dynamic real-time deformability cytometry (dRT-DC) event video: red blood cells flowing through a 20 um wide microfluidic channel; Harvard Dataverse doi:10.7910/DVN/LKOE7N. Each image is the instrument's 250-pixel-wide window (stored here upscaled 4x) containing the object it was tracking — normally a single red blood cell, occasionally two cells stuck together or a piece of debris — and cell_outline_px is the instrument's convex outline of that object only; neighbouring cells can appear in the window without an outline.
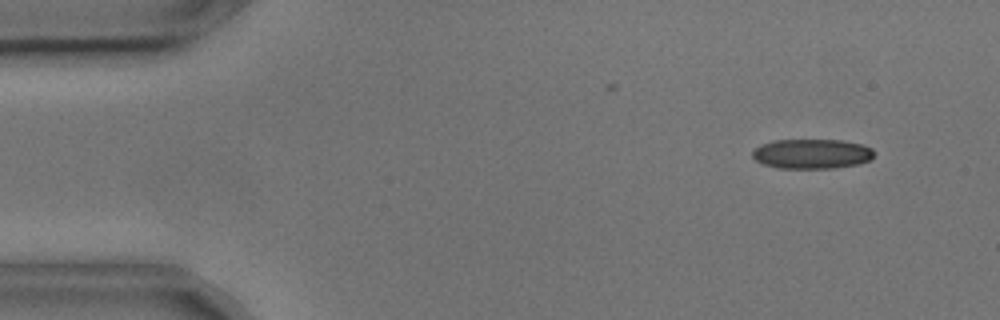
{"species": "common noctule bat (a hibernating species)", "species_latin": "Nyctalus noctula", "temperature_condition": "cold", "stored_images_in_passage": 3, "camera_frame_rate_fps": 3000, "um_per_image_px": 0.085, "animal": {"sex": "male", "body_mass_g": 17.9, "forearm_length_mm": 54.2}, "frame": {"image": 1, "passage_image": 1, "time_ms": 0.0, "image_size_px": [1000, 320], "cell_outline_px": [[872, 160], [860, 164], [836, 168], [780, 168], [760, 164], [752, 156], [752, 152], [760, 144], [772, 140], [840, 140], [860, 144], [872, 148]], "centroid_in_image_um": [68.98, 13.08], "position_along_channel_um": 16.0, "area_um2": 21.21}}